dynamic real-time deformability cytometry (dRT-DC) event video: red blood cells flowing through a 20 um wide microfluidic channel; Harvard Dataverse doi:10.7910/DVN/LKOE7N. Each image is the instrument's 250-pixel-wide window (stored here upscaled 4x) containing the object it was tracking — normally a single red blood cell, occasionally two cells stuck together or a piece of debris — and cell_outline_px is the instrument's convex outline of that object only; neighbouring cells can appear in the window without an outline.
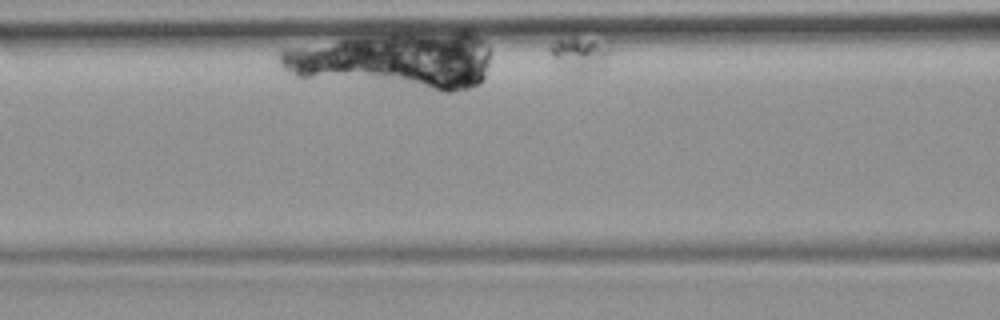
{"species": "common noctule bat (a hibernating species)", "species_latin": "Nyctalus noctula", "temperature_condition": "room temperature", "stored_images_in_passage": 37, "camera_frame_rate_fps": 3000, "um_per_image_px": 0.085, "animal": {"sex": "female", "body_mass_g": 19.9}, "frame": {"image": 1, "passage_image": 8, "time_ms": 2.333, "image_size_px": [1000, 320], "cell_outline_px": [[608, 52], [604, 68], [580, 76], [572, 72], [552, 56], [548, 48], [556, 40], [572, 36], [608, 48]], "centroid_in_image_um": [49.23, 4.68], "position_along_channel_um": 117.4, "area_um2": 11.39}}